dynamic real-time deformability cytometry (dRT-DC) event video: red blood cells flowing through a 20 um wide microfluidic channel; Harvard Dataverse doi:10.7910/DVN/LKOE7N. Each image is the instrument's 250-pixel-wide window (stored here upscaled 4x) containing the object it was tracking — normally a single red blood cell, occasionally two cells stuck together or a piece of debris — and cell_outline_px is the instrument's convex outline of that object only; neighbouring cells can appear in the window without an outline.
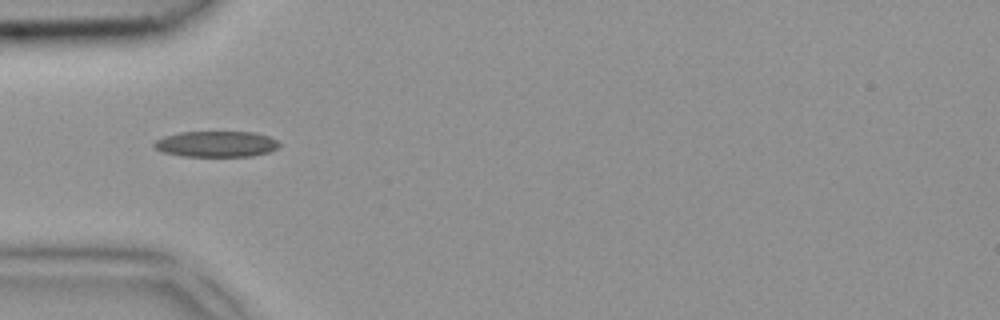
{"species": "common noctule bat (a hibernating species)", "species_latin": "Nyctalus noctula", "temperature_condition": "room temperature", "stored_images_in_passage": 5, "camera_frame_rate_fps": 3000, "um_per_image_px": 0.085, "animal": {"sex": "female", "body_mass_g": 18.4}, "frame": {"image": 1, "passage_image": 4, "time_ms": 1.0, "image_size_px": [1000, 320], "cell_outline_px": [[280, 144], [276, 148], [268, 152], [252, 156], [180, 156], [160, 152], [152, 144], [156, 140], [164, 136], [180, 132], [252, 132], [268, 136], [276, 140]], "centroid_in_image_um": [18.33, 12.24], "position_along_channel_um": 66.7, "area_um2": 18.84}}